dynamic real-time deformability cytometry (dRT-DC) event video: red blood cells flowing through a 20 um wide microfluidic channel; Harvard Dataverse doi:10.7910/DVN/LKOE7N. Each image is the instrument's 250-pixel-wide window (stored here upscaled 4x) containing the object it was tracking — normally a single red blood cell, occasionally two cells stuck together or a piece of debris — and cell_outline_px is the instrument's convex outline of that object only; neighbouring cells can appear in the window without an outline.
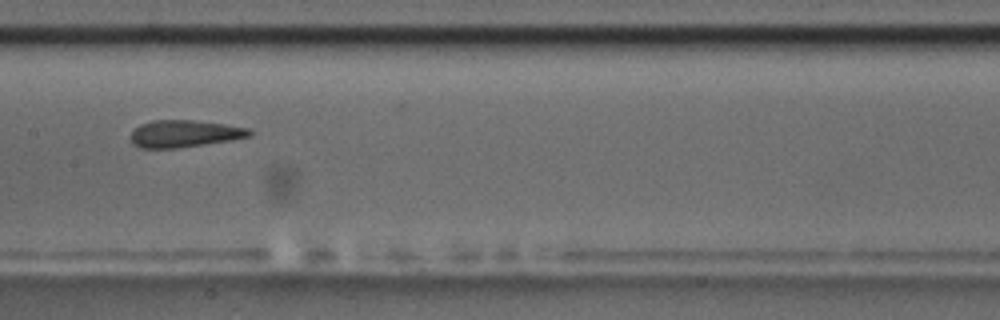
{"species": "common noctule bat (a hibernating species)", "species_latin": "Nyctalus noctula", "temperature_condition": "room temperature", "stored_images_in_passage": 31, "camera_frame_rate_fps": 3000, "um_per_image_px": 0.085, "animal": {"sex": "male", "body_mass_g": 17.5, "forearm_length_mm": 52.3}, "frame": {"image": 1, "passage_image": 13, "time_ms": 4.0, "image_size_px": [1000, 320], "cell_outline_px": [[252, 132], [248, 136], [232, 140], [176, 148], [140, 148], [132, 144], [132, 132], [140, 124], [152, 120], [192, 120], [224, 124], [252, 128]], "centroid_in_image_um": [15.68, 11.36], "position_along_channel_um": 191.7, "area_um2": 18.67}, "authors_computed_cell_mechanics": {"area_um2": 19.1318, "velocity_mm_per_s": 3.6322, "shape_relaxation_time_tau1_ms": null, "shape_relaxation_time_tau2_ms": 1.5337, "deformation_change_tau1": null, "deformation_change_tau2": 0.0814}}